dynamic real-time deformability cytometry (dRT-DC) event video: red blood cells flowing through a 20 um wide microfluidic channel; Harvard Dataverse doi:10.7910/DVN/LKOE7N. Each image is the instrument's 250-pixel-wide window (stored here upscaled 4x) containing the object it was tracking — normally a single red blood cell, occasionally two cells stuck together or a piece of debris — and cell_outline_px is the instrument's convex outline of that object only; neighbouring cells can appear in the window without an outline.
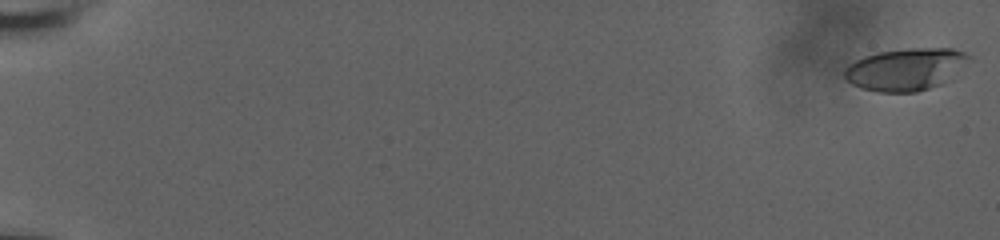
{"species": "human", "species_latin": "Homo sapiens", "temperature_condition": "room temperature", "stored_images_in_passage": 15, "camera_frame_rate_fps": 3000, "um_per_image_px": 0.085, "donor": {"sex": "male"}, "frame": {"image": 1, "passage_image": 1, "time_ms": 0.0, "image_size_px": [1000, 240], "cell_outline_px": [[972, 56], [940, 84], [916, 92], [876, 92], [860, 88], [852, 84], [844, 76], [844, 68], [848, 64], [864, 56], [876, 52], [908, 48], [952, 48], [964, 52]], "centroid_in_image_um": [76.89, 5.88], "position_along_channel_um": 8.1, "area_um2": 30.23}}
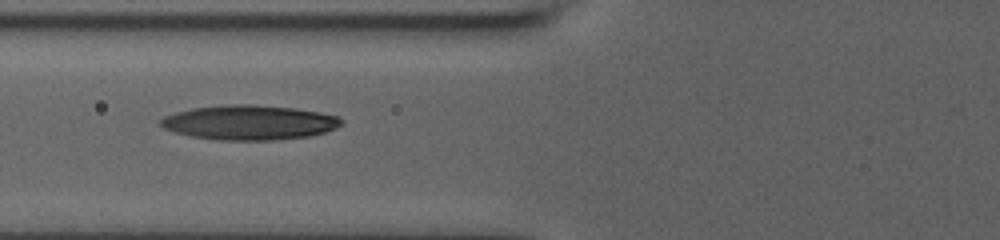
{"frame": {"image": 2, "passage_image": 13, "time_ms": 4.0, "image_size_px": [1000, 240], "cell_outline_px": [[344, 124], [336, 128], [312, 136], [272, 140], [220, 140], [192, 136], [176, 132], [164, 128], [160, 124], [160, 120], [164, 116], [176, 112], [192, 108], [228, 104], [252, 104], [296, 108], [320, 112], [340, 116], [344, 120]], "centroid_in_image_um": [21.25, 10.4], "position_along_channel_um": 104.5, "area_um2": 36.7}}
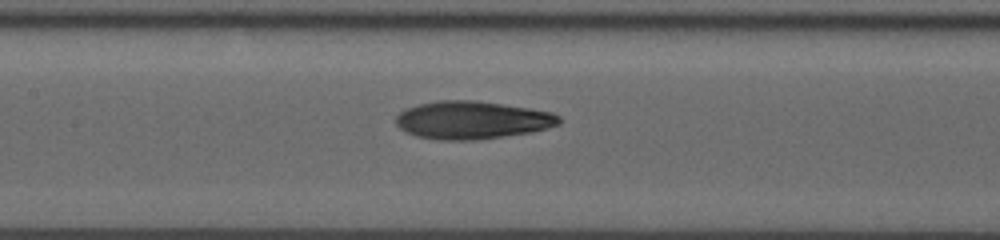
{"frame": {"image": 3, "passage_image": 15, "time_ms": 4.667, "image_size_px": [1000, 240], "cell_outline_px": [[560, 124], [548, 128], [532, 132], [476, 140], [440, 140], [416, 136], [404, 132], [396, 124], [396, 116], [400, 112], [408, 108], [420, 104], [440, 100], [472, 100], [528, 108], [552, 112], [560, 116]], "centroid_in_image_um": [40.13, 10.22], "position_along_channel_um": 167.3, "area_um2": 35.89}}